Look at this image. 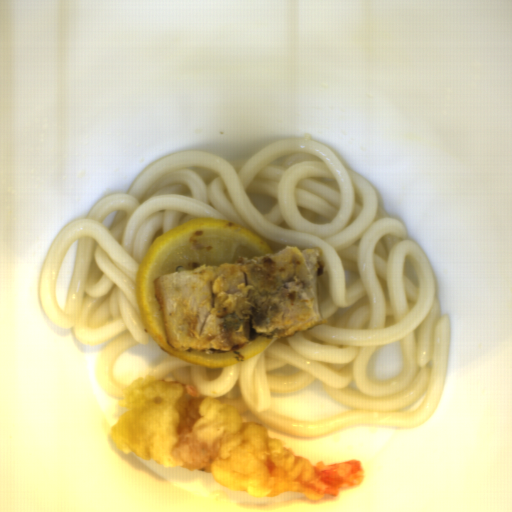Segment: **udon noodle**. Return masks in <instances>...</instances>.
Instances as JSON below:
<instances>
[{
    "instance_id": "d5520da0",
    "label": "udon noodle",
    "mask_w": 512,
    "mask_h": 512,
    "mask_svg": "<svg viewBox=\"0 0 512 512\" xmlns=\"http://www.w3.org/2000/svg\"><path fill=\"white\" fill-rule=\"evenodd\" d=\"M196 218L242 227L273 254L286 247L319 249L322 321L291 337H273L257 355L223 367L169 353L148 376L187 383L202 397L239 409L243 423L295 437L426 424L446 384L451 335L430 262L402 221L380 207L369 180L331 148L292 137L241 160L174 151L152 161L125 194L104 198L85 218L60 229L43 266L39 302L50 322L73 330L81 344H104L96 363L101 391L122 399L128 386L116 382L114 365L135 345L150 343L137 289L149 247ZM77 240L64 311L53 292L60 263ZM399 340L401 374L370 383L369 358ZM315 380H322L325 395L351 408L305 420L271 412V394L298 391Z\"/></svg>"
}]
</instances>
